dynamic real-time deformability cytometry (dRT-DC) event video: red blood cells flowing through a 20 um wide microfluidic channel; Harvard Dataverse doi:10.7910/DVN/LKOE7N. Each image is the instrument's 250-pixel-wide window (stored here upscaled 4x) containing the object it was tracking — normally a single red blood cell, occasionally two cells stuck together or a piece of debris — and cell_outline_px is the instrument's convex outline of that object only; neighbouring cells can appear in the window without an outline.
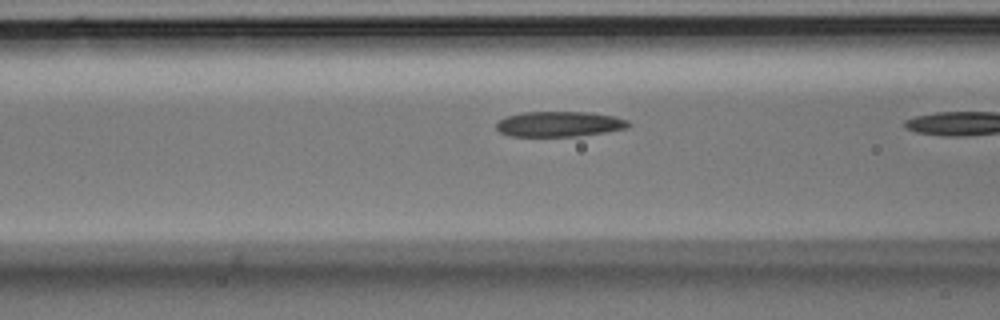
{"species": "Egyptian fruit bat (a non-hibernating species)", "species_latin": "Rousettus aegyptiacus", "temperature_condition": "room temperature", "stored_images_in_passage": 18, "segment_of_instrument_passage": [2, 2], "camera_frame_rate_fps": 3000, "um_per_image_px": 0.085, "animal": {"sex": "male"}, "frame": {"image": 1, "passage_image": 17, "time_ms": 5.333, "image_size_px": [1000, 320], "cell_outline_px": [[632, 124], [628, 128], [608, 132], [580, 136], [508, 136], [500, 132], [496, 128], [496, 124], [500, 120], [508, 116], [520, 112], [588, 112], [612, 116], [628, 120]], "centroid_in_image_um": [47.57, 10.55], "position_along_channel_um": 119.0, "area_um2": 19.59}}